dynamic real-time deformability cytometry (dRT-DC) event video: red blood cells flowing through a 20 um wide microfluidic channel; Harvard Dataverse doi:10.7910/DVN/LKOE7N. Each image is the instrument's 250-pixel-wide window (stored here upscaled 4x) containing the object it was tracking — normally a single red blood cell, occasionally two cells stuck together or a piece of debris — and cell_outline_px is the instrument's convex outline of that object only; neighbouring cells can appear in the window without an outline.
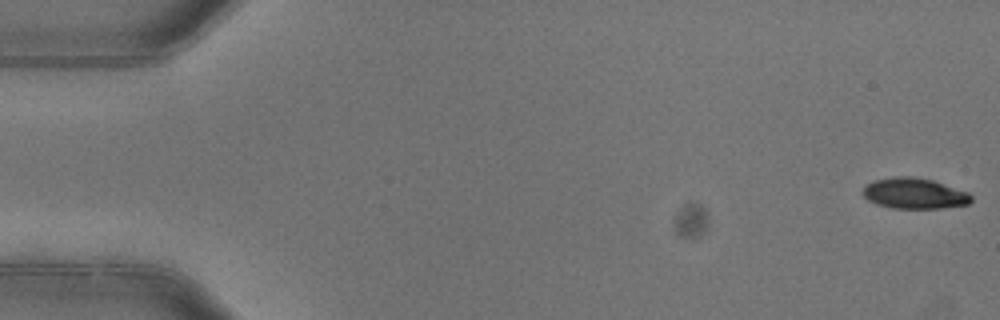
{"species": "common noctule bat (a hibernating species)", "species_latin": "Nyctalus noctula", "temperature_condition": "warm", "stored_images_in_passage": 5, "camera_frame_rate_fps": 3000, "um_per_image_px": 0.085, "animal": {"sex": "female"}, "frame": {"image": 1, "passage_image": 1, "time_ms": 0.0, "image_size_px": [1000, 320], "cell_outline_px": [[972, 200], [968, 204], [940, 208], [892, 208], [876, 204], [868, 200], [864, 196], [864, 188], [868, 184], [876, 180], [896, 176], [912, 176], [932, 180], [968, 192], [972, 196]], "centroid_in_image_um": [77.74, 16.44], "position_along_channel_um": 7.3, "area_um2": 19.19}}
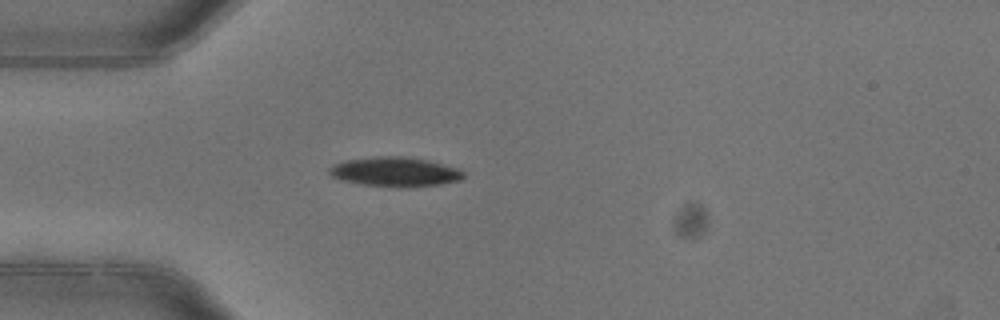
{"frame": {"image": 2, "passage_image": 5, "time_ms": 1.333, "image_size_px": [1000, 320], "cell_outline_px": [[464, 176], [460, 180], [440, 184], [404, 188], [400, 188], [360, 184], [340, 180], [332, 176], [328, 172], [328, 168], [332, 164], [344, 160], [376, 156], [400, 156], [428, 160], [456, 168], [464, 172]], "centroid_in_image_um": [33.52, 14.61], "position_along_channel_um": 51.5, "area_um2": 23.24}}